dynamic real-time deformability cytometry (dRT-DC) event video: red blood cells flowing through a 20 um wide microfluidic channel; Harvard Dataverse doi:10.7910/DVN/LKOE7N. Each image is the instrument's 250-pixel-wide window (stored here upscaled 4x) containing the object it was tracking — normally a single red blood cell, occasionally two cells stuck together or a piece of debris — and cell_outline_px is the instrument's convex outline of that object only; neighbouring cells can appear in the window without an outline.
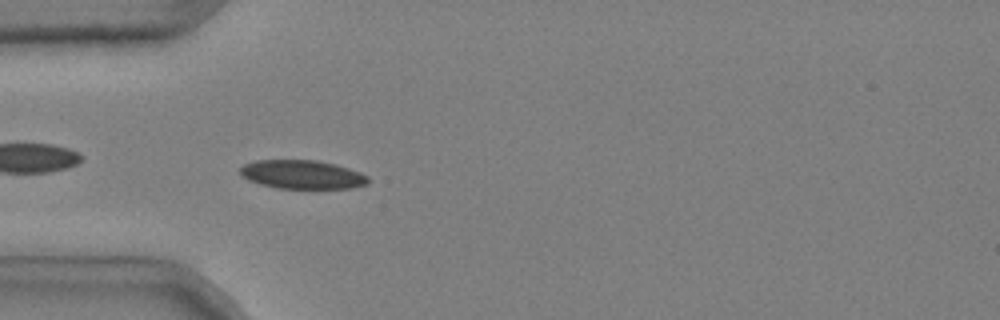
{"species": "common noctule bat (a hibernating species)", "species_latin": "Nyctalus noctula", "temperature_condition": "cold", "stored_images_in_passage": 39, "camera_frame_rate_fps": 3000, "um_per_image_px": 0.085, "animal": {"sex": "male", "body_mass_g": 20.4}, "frame": {"image": 1, "passage_image": 3, "time_ms": 0.667, "image_size_px": [1000, 320], "cell_outline_px": [[368, 184], [352, 188], [276, 188], [260, 184], [248, 180], [240, 176], [240, 168], [244, 164], [256, 160], [316, 160], [336, 164], [360, 172], [368, 176]], "centroid_in_image_um": [25.67, 14.83], "position_along_channel_um": 59.3, "area_um2": 21.5}}
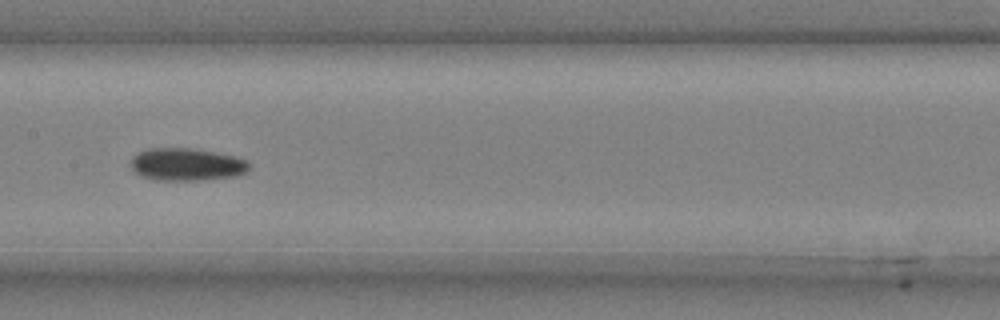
{"frame": {"image": 2, "passage_image": 14, "time_ms": 4.333, "image_size_px": [1000, 320], "cell_outline_px": [[248, 172], [236, 176], [204, 180], [156, 180], [144, 176], [136, 172], [132, 168], [132, 156], [148, 148], [192, 148], [236, 156], [248, 160]], "centroid_in_image_um": [15.91, 13.97], "position_along_channel_um": 191.5, "area_um2": 22.43}}
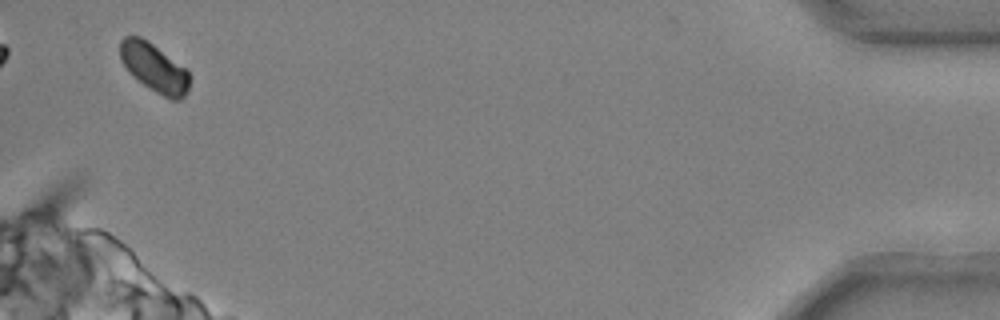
{"frame": {"image": 3, "passage_image": 38, "time_ms": 12.333, "image_size_px": [1000, 320], "cell_outline_px": [[188, 92], [180, 100], [172, 100], [148, 88], [132, 76], [128, 72], [120, 60], [120, 40], [124, 36], [140, 36], [148, 40], [184, 68], [188, 72]], "centroid_in_image_um": [13.06, 5.75], "position_along_channel_um": 422.1, "area_um2": 19.54}, "authors_computed_cell_mechanics": {"area_um2": 21.8484, "velocity_mm_per_s": 3.6836, "shape_relaxation_time_tau1_ms": 5.6256, "shape_relaxation_time_tau2_ms": null, "deformation_change_tau1": 0.1134, "deformation_change_tau2": null}}